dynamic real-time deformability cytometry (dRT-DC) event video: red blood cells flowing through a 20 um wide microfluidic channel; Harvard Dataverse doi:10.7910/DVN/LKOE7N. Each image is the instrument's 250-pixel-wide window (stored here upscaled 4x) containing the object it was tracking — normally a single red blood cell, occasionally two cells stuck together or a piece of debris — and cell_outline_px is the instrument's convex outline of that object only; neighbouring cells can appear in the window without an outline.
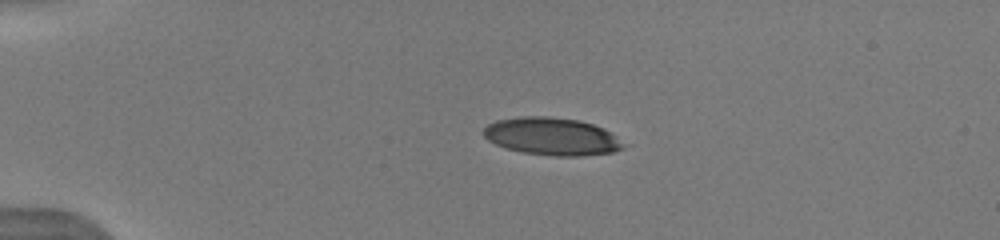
{"species": "human", "species_latin": "Homo sapiens", "temperature_condition": "warm", "stored_images_in_passage": 40, "camera_frame_rate_fps": 3000, "um_per_image_px": 0.085, "donor": {"sex": "male"}, "frame": {"image": 1, "passage_image": 1, "time_ms": 0.0, "image_size_px": [1000, 240], "cell_outline_px": [[624, 148], [612, 152], [580, 156], [552, 156], [524, 152], [504, 148], [488, 140], [480, 132], [488, 124], [496, 120], [520, 116], [548, 116], [580, 120], [604, 128], [616, 136], [624, 144]], "centroid_in_image_um": [46.88, 11.59], "position_along_channel_um": 38.1, "area_um2": 30.81}}
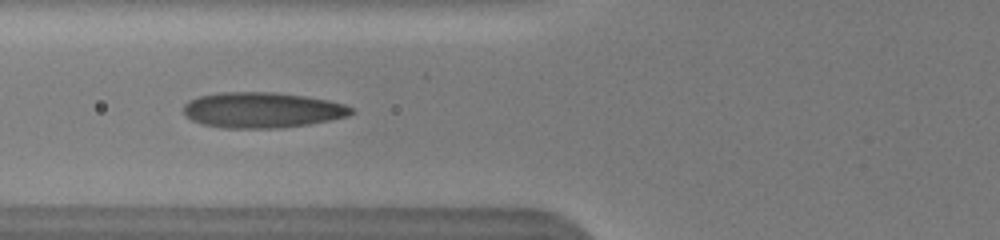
{"frame": {"image": 2, "passage_image": 11, "time_ms": 3.0, "image_size_px": [1000, 240], "cell_outline_px": [[356, 112], [348, 116], [308, 124], [280, 128], [224, 128], [204, 124], [192, 120], [184, 112], [184, 104], [188, 100], [200, 96], [220, 92], [272, 92], [304, 96], [328, 100], [344, 104], [352, 108]], "centroid_in_image_um": [22.29, 9.35], "position_along_channel_um": 103.5, "area_um2": 34.62}}
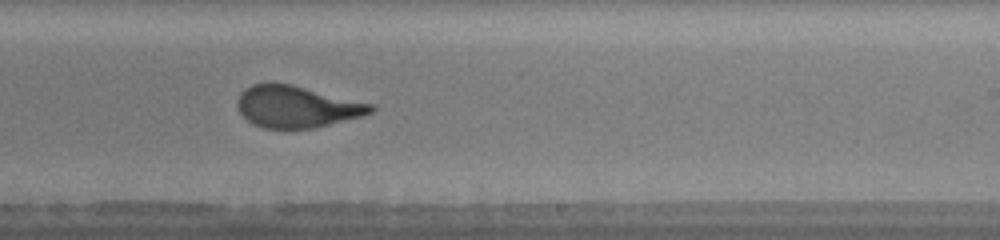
{"frame": {"image": 3, "passage_image": 22, "time_ms": 7.0, "image_size_px": [1000, 240], "cell_outline_px": [[376, 108], [372, 112], [360, 116], [312, 128], [264, 128], [252, 124], [240, 112], [236, 104], [236, 100], [240, 92], [244, 88], [252, 84], [272, 80], [292, 84], [376, 104]], "centroid_in_image_um": [25.19, 9.02], "position_along_channel_um": 263.8, "area_um2": 32.95}, "authors_computed_cell_mechanics": {"area_um2": 32.657, "velocity_mm_per_s": 4.013, "shape_relaxation_time_tau1_ms": 9.5876, "shape_relaxation_time_tau2_ms": null, "deformation_change_tau1": 0.3293, "deformation_change_tau2": null}}